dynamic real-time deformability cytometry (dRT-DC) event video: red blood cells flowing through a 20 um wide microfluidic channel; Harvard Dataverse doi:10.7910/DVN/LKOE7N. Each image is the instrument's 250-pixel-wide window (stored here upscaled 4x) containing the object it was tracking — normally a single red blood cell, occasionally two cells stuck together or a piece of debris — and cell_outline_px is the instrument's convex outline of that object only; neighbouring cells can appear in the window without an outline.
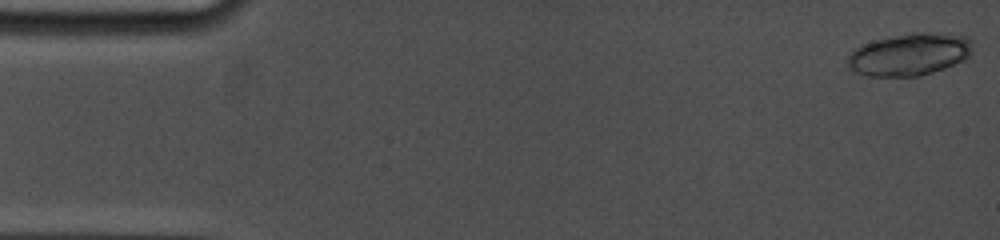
{"species": "common noctule bat (a hibernating species)", "species_latin": "Nyctalus noctula", "temperature_condition": "cold", "stored_images_in_passage": 7, "camera_frame_rate_fps": 5000, "um_per_image_px": 0.085, "animal": {"sex": "female", "body_mass_g": 19.0, "forearm_length_mm": 53.3}, "frame": {"image": 1, "passage_image": 1, "time_ms": 0.0, "image_size_px": [1000, 240], "cell_outline_px": [[972, 52], [964, 60], [944, 68], [920, 76], [868, 76], [856, 72], [848, 64], [848, 52], [864, 44], [876, 40], [892, 36], [912, 32], [924, 32], [968, 36], [972, 40]], "centroid_in_image_um": [77.33, 4.62], "position_along_channel_um": 7.7, "area_um2": 30.69}}
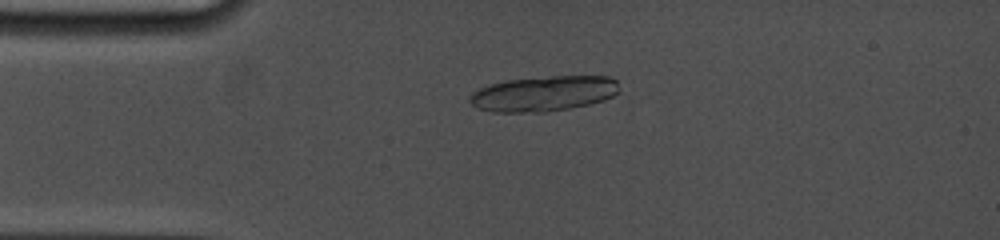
{"frame": {"image": 2, "passage_image": 6, "time_ms": 3.6, "image_size_px": [1000, 240], "cell_outline_px": [[620, 88], [612, 96], [604, 100], [588, 104], [568, 108], [544, 112], [492, 112], [476, 108], [468, 100], [472, 92], [480, 88], [492, 84], [508, 80], [552, 76], [608, 76], [616, 80]], "centroid_in_image_um": [46.2, 7.96], "position_along_channel_um": 38.8, "area_um2": 30.58}}